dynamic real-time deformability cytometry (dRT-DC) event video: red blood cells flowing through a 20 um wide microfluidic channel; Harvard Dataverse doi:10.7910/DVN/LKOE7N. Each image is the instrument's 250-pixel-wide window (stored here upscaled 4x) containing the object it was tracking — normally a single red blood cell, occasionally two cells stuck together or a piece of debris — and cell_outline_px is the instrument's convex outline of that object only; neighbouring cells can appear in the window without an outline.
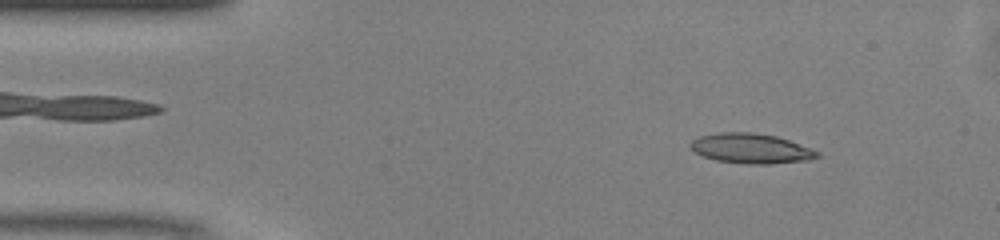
{"species": "common noctule bat (a hibernating species)", "species_latin": "Nyctalus noctula", "temperature_condition": "warm", "stored_images_in_passage": 48, "camera_frame_rate_fps": 3000, "um_per_image_px": 0.085, "animal": {"sex": "male", "body_mass_g": 13.0, "forearm_length_mm": 53.1}, "frame": {"image": 1, "passage_image": 5, "time_ms": 1.333, "image_size_px": [1000, 240], "cell_outline_px": [[820, 156], [808, 160], [772, 164], [744, 164], [716, 160], [704, 156], [696, 152], [688, 144], [692, 140], [700, 136], [720, 132], [752, 132], [776, 136], [788, 140], [820, 152]], "centroid_in_image_um": [63.83, 12.62], "position_along_channel_um": 21.2, "area_um2": 22.02}}
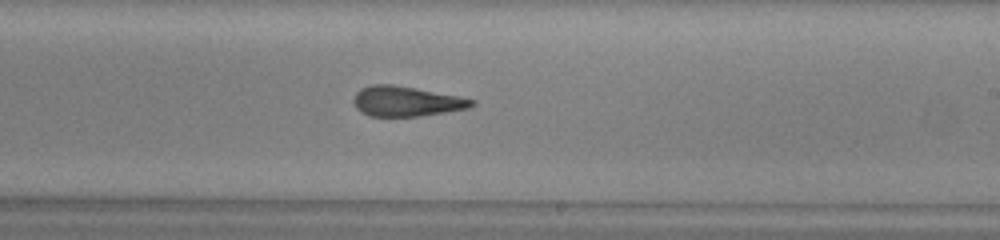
{"frame": {"image": 2, "passage_image": 27, "time_ms": 8.667, "image_size_px": [1000, 240], "cell_outline_px": [[476, 104], [468, 108], [420, 116], [368, 116], [360, 112], [356, 108], [352, 100], [356, 92], [360, 88], [372, 84], [392, 84], [456, 96], [476, 100]], "centroid_in_image_um": [34.47, 8.61], "position_along_channel_um": 254.5, "area_um2": 20.58}}
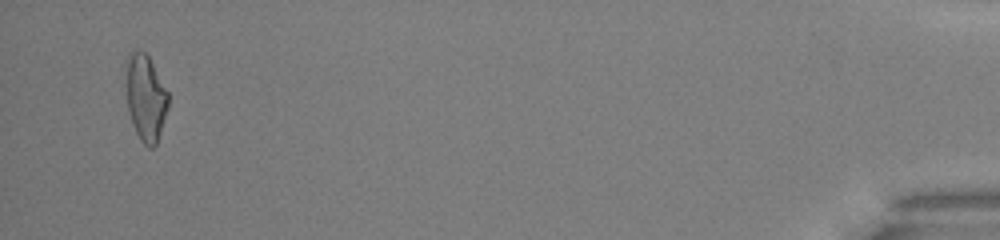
{"frame": {"image": 3, "passage_image": 46, "time_ms": 15.0, "image_size_px": [1000, 240], "cell_outline_px": [[168, 108], [156, 144], [152, 148], [148, 148], [140, 140], [132, 124], [128, 112], [124, 60], [128, 52], [144, 52], [148, 56], [168, 92]], "centroid_in_image_um": [12.34, 8.29], "position_along_channel_um": 422.9, "area_um2": 21.39}, "authors_computed_cell_mechanics": {"area_um2": 21.3571, "velocity_mm_per_s": 4.1408, "shape_relaxation_time_tau1_ms": 9.0385, "shape_relaxation_time_tau2_ms": 2.0552, "deformation_change_tau1": 0.2576, "deformation_change_tau2": 0.1181}}